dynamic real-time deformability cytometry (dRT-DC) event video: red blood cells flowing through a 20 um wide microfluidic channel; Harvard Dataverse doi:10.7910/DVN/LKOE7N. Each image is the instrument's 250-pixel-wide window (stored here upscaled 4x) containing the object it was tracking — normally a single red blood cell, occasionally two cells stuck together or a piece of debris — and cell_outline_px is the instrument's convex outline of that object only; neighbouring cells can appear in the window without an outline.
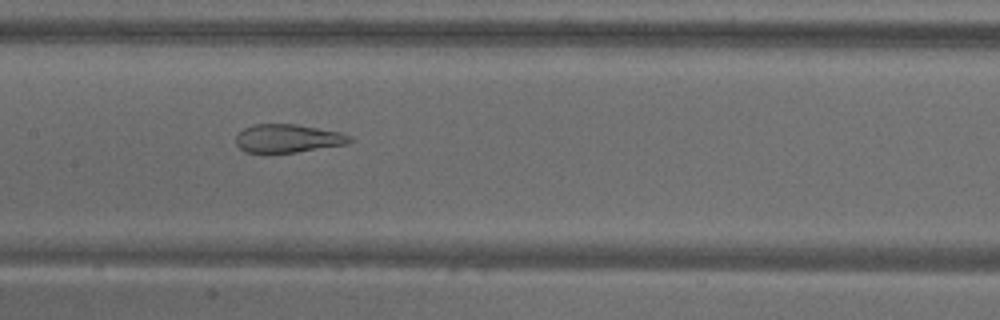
{"species": "common noctule bat (a hibernating species)", "species_latin": "Nyctalus noctula", "temperature_condition": "warm", "stored_images_in_passage": 53, "camera_frame_rate_fps": 3000, "um_per_image_px": 0.085, "animal": {"sex": "male", "body_mass_g": 18.8}, "frame": {"image": 1, "passage_image": 26, "time_ms": 8.333, "image_size_px": [1000, 320], "cell_outline_px": [[356, 140], [348, 144], [296, 152], [264, 156], [244, 152], [236, 144], [236, 136], [244, 128], [252, 124], [296, 124], [340, 132], [352, 136]], "centroid_in_image_um": [24.44, 11.81], "position_along_channel_um": 183.0, "area_um2": 19.59}}
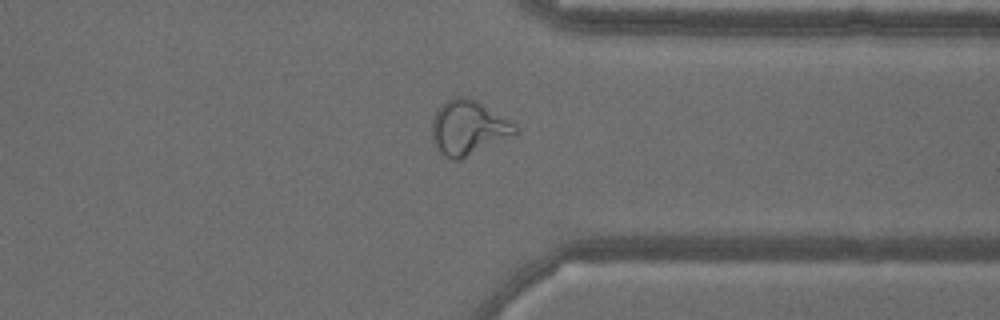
{"frame": {"image": 2, "passage_image": 41, "time_ms": 13.333, "image_size_px": [1000, 320], "cell_outline_px": [[520, 132], [516, 136], [460, 160], [452, 160], [444, 156], [436, 148], [432, 140], [432, 120], [436, 108], [440, 104], [452, 96], [464, 96], [476, 100], [516, 124], [520, 128]], "centroid_in_image_um": [39.83, 10.87], "position_along_channel_um": 371.6, "area_um2": 27.22}}
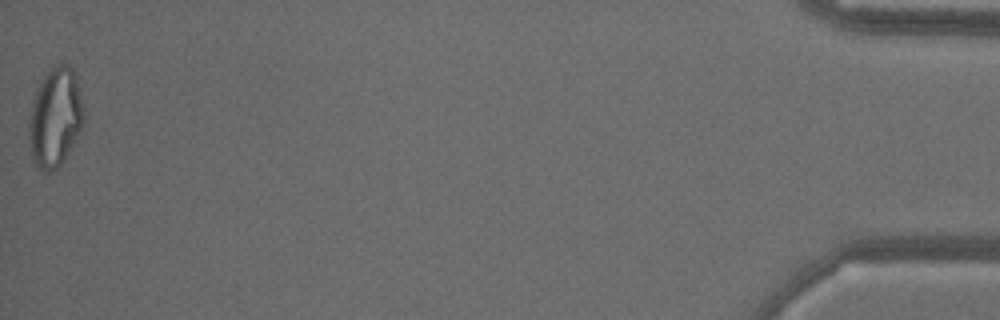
{"frame": {"image": 3, "passage_image": 53, "time_ms": 17.333, "image_size_px": [1000, 320], "cell_outline_px": [[84, 124], [80, 132], [64, 160], [56, 168], [48, 172], [44, 172], [36, 168], [32, 156], [28, 140], [28, 120], [32, 100], [36, 88], [44, 72], [48, 68], [60, 60], [68, 64], [72, 68], [76, 76], [84, 108]], "centroid_in_image_um": [4.67, 9.92], "position_along_channel_um": 430.5, "area_um2": 32.66}, "authors_computed_cell_mechanics": {"area_um2": 27.2238, "velocity_mm_per_s": 3.8214, "shape_relaxation_time_tau1_ms": null, "shape_relaxation_time_tau2_ms": 1.0802, "deformation_change_tau1": null, "deformation_change_tau2": 0.0906}}